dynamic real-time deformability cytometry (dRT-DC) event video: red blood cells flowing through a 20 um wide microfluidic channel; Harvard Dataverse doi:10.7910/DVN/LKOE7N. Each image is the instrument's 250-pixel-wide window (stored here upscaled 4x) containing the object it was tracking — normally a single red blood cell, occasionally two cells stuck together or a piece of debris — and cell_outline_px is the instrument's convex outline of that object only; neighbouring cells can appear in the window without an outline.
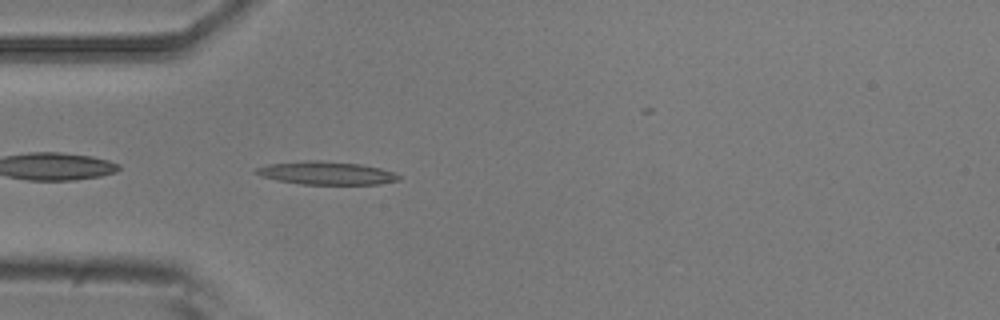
{"species": "common noctule bat (a hibernating species)", "species_latin": "Nyctalus noctula", "temperature_condition": "room temperature", "stored_images_in_passage": 4, "camera_frame_rate_fps": 3000, "um_per_image_px": 0.085, "animal": {"sex": "male", "body_mass_g": 20.5, "forearm_length_mm": 52.5}, "frame": {"image": 1, "passage_image": 4, "time_ms": 1.0, "image_size_px": [1000, 320], "cell_outline_px": [[400, 180], [380, 184], [300, 184], [276, 180], [260, 176], [252, 172], [256, 168], [268, 164], [304, 160], [320, 160], [360, 164], [380, 168], [396, 172], [400, 176]], "centroid_in_image_um": [27.72, 14.7], "position_along_channel_um": 57.3, "area_um2": 19.42}}